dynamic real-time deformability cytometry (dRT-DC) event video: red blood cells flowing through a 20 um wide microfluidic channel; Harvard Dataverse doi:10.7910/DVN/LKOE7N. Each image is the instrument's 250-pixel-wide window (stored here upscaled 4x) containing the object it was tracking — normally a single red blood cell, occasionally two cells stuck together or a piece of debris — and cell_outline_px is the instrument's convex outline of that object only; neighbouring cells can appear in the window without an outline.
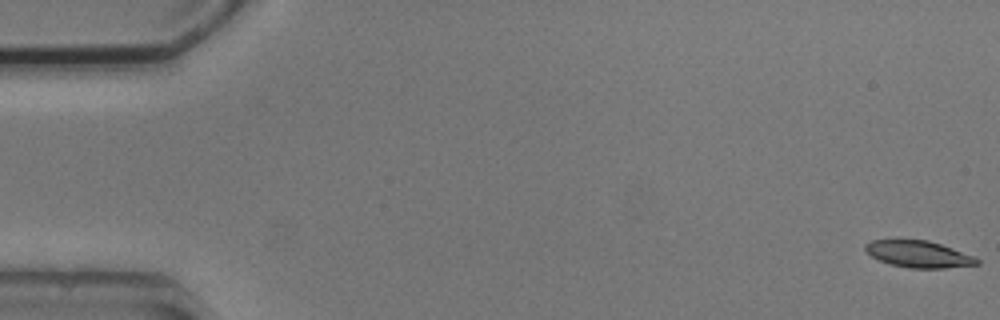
{"species": "common noctule bat (a hibernating species)", "species_latin": "Nyctalus noctula", "temperature_condition": "cold", "stored_images_in_passage": 6, "camera_frame_rate_fps": 3000, "um_per_image_px": 0.085, "animal": {"sex": "male", "body_mass_g": 20.5, "forearm_length_mm": 52.5}, "frame": {"image": 1, "passage_image": 1, "time_ms": 0.0, "image_size_px": [1000, 320], "cell_outline_px": [[980, 264], [944, 268], [912, 268], [892, 264], [880, 260], [872, 256], [864, 248], [864, 244], [872, 240], [928, 240], [976, 256], [980, 260]], "centroid_in_image_um": [78.13, 21.6], "position_along_channel_um": 6.9, "area_um2": 17.22}}